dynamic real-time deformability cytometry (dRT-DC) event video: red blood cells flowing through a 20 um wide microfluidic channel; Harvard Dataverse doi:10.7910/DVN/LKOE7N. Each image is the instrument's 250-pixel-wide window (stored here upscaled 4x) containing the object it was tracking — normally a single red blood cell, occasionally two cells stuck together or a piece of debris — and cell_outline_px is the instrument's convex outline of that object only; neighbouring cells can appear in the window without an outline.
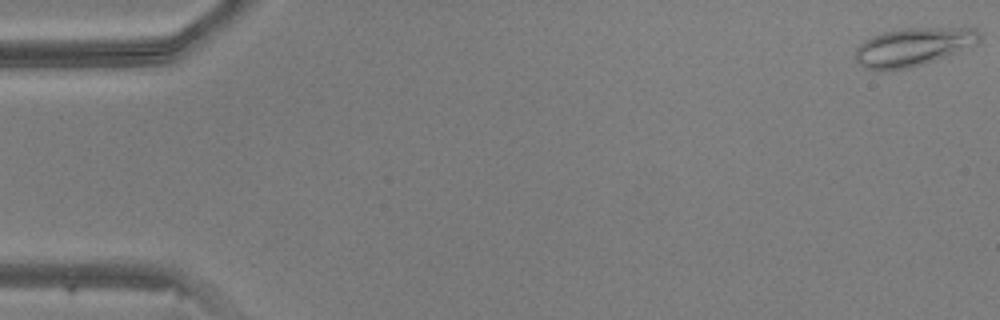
{"species": "common noctule bat (a hibernating species)", "species_latin": "Nyctalus noctula", "temperature_condition": "warm", "stored_images_in_passage": 49, "camera_frame_rate_fps": 3000, "um_per_image_px": 0.085, "animal": {"sex": "male", "body_mass_g": 20.5, "forearm_length_mm": 52.5}, "frame": {"image": 1, "passage_image": 1, "time_ms": 0.0, "image_size_px": [1000, 320], "cell_outline_px": [[984, 36], [976, 44], [944, 56], [908, 68], [864, 68], [856, 64], [852, 56], [856, 48], [864, 40], [872, 36], [884, 32], [904, 28], [976, 28]], "centroid_in_image_um": [77.59, 3.95], "position_along_channel_um": 7.4, "area_um2": 27.22}}
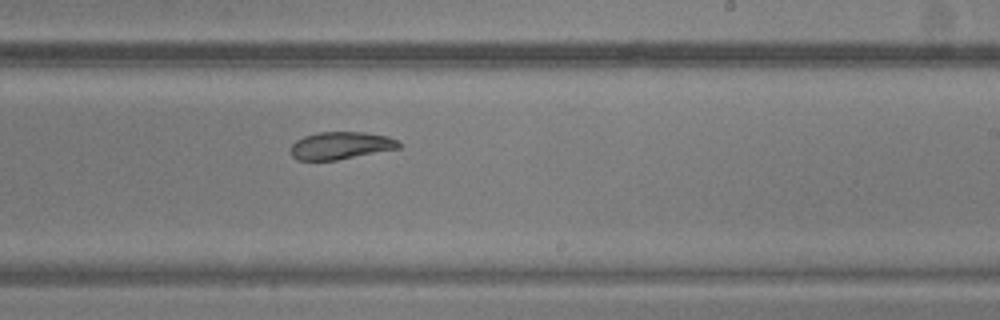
{"frame": {"image": 2, "passage_image": 30, "time_ms": 9.667, "image_size_px": [1000, 320], "cell_outline_px": [[400, 148], [336, 160], [296, 160], [292, 156], [292, 144], [296, 140], [304, 136], [316, 132], [364, 132], [388, 136], [396, 140], [400, 144]], "centroid_in_image_um": [28.95, 12.36], "position_along_channel_um": 260.0, "area_um2": 17.22}}
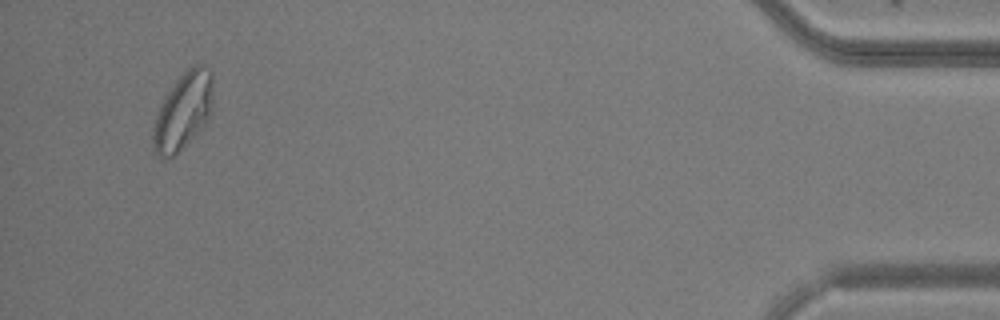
{"frame": {"image": 3, "passage_image": 47, "time_ms": 15.333, "image_size_px": [1000, 320], "cell_outline_px": [[212, 112], [208, 120], [172, 156], [164, 160], [152, 148], [152, 132], [156, 116], [160, 104], [164, 96], [176, 80], [192, 64], [204, 64], [212, 72]], "centroid_in_image_um": [15.56, 9.39], "position_along_channel_um": 419.6, "area_um2": 26.65}}